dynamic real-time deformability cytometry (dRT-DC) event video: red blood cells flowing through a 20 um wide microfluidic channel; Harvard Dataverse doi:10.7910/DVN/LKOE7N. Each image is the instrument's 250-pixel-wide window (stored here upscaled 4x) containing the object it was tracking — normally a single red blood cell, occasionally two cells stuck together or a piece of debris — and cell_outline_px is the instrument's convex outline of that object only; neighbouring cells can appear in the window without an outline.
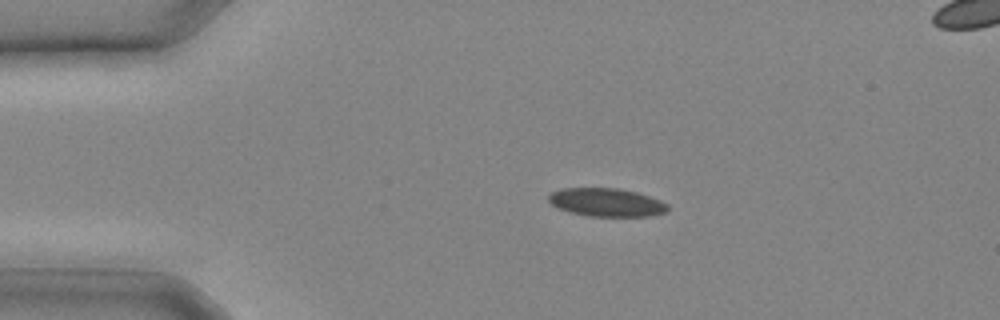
{"species": "common noctule bat (a hibernating species)", "species_latin": "Nyctalus noctula", "temperature_condition": "cold", "stored_images_in_passage": 21, "camera_frame_rate_fps": 3000, "um_per_image_px": 0.085, "animal": {"sex": "male", "body_mass_g": 20.4}, "frame": {"image": 1, "passage_image": 1, "time_ms": 0.0, "image_size_px": [1000, 320], "cell_outline_px": [[668, 212], [652, 216], [588, 216], [572, 212], [560, 208], [552, 204], [548, 200], [548, 196], [552, 192], [560, 188], [616, 188], [636, 192], [660, 200], [668, 204]], "centroid_in_image_um": [51.58, 17.2], "position_along_channel_um": 33.4, "area_um2": 19.54}}
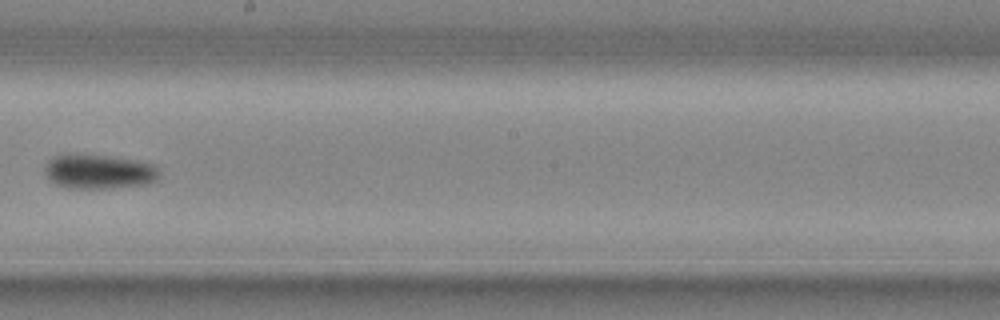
{"frame": {"image": 2, "passage_image": 11, "time_ms": 3.333, "image_size_px": [1000, 320], "cell_outline_px": [[160, 176], [156, 180], [144, 184], [108, 188], [68, 188], [56, 184], [48, 176], [44, 168], [44, 164], [52, 156], [60, 152], [84, 152], [112, 156], [156, 164]], "centroid_in_image_um": [8.35, 14.52], "position_along_channel_um": 239.9, "area_um2": 23.7}}
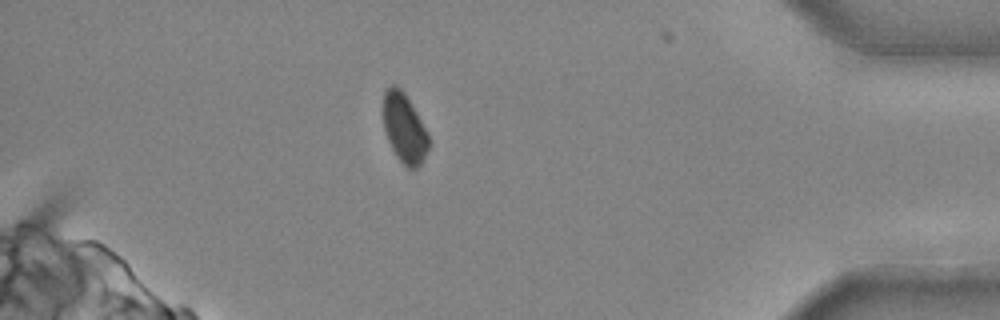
{"frame": {"image": 3, "passage_image": 19, "time_ms": 6.0, "image_size_px": [1000, 320], "cell_outline_px": [[432, 144], [420, 164], [416, 168], [404, 168], [396, 156], [388, 140], [384, 128], [384, 92], [392, 84], [396, 84], [404, 92], [428, 132], [432, 140]], "centroid_in_image_um": [34.41, 10.94], "position_along_channel_um": 400.8, "area_um2": 18.55}}